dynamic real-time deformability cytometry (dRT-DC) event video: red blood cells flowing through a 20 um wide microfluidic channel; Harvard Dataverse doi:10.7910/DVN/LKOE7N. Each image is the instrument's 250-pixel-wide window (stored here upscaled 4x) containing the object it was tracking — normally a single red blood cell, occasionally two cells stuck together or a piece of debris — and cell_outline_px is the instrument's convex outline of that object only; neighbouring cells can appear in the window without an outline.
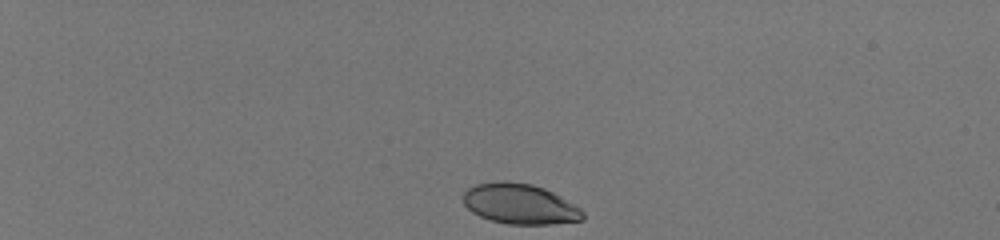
{"species": "human", "species_latin": "Homo sapiens", "temperature_condition": "room temperature", "stored_images_in_passage": 40, "camera_frame_rate_fps": 3000, "um_per_image_px": 0.085, "donor": {"sex": "male"}, "frame": {"image": 1, "passage_image": 1, "time_ms": 0.0, "image_size_px": [1000, 240], "cell_outline_px": [[584, 220], [552, 224], [508, 224], [492, 220], [480, 216], [472, 212], [464, 204], [460, 196], [468, 188], [476, 184], [504, 180], [532, 184], [544, 188], [560, 196], [580, 208], [584, 212]], "centroid_in_image_um": [44.17, 17.33], "position_along_channel_um": 40.8, "area_um2": 28.21}}
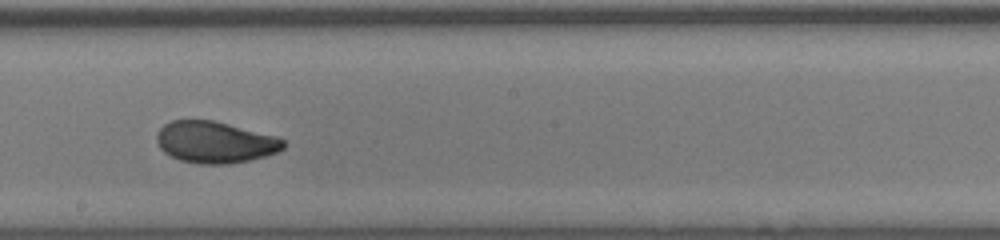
{"frame": {"image": 2, "passage_image": 23, "time_ms": 7.333, "image_size_px": [1000, 240], "cell_outline_px": [[284, 148], [276, 152], [264, 156], [248, 160], [228, 164], [200, 164], [180, 160], [164, 152], [160, 148], [156, 140], [156, 136], [160, 128], [164, 124], [172, 120], [212, 120], [276, 136], [284, 140]], "centroid_in_image_um": [18.25, 12.08], "position_along_channel_um": 230.0, "area_um2": 30.46}}
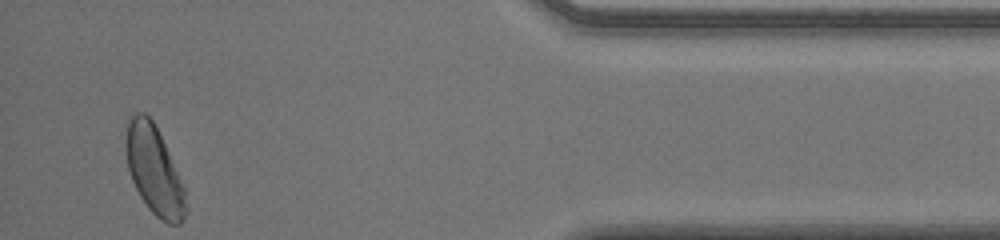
{"frame": {"image": 3, "passage_image": 40, "time_ms": 13.0, "image_size_px": [1000, 240], "cell_outline_px": [[188, 212], [180, 224], [168, 224], [160, 220], [148, 208], [140, 196], [132, 180], [128, 168], [124, 144], [128, 120], [136, 112], [144, 112], [152, 120], [168, 152], [184, 188], [188, 208]], "centroid_in_image_um": [13.1, 14.51], "position_along_channel_um": 422.1, "area_um2": 30.69}, "authors_computed_cell_mechanics": {"area_um2": 30.6051, "velocity_mm_per_s": 4.0376, "shape_relaxation_time_tau1_ms": 3.7428, "shape_relaxation_time_tau2_ms": 0.6527, "deformation_change_tau1": 0.1312, "deformation_change_tau2": 0.0473}}